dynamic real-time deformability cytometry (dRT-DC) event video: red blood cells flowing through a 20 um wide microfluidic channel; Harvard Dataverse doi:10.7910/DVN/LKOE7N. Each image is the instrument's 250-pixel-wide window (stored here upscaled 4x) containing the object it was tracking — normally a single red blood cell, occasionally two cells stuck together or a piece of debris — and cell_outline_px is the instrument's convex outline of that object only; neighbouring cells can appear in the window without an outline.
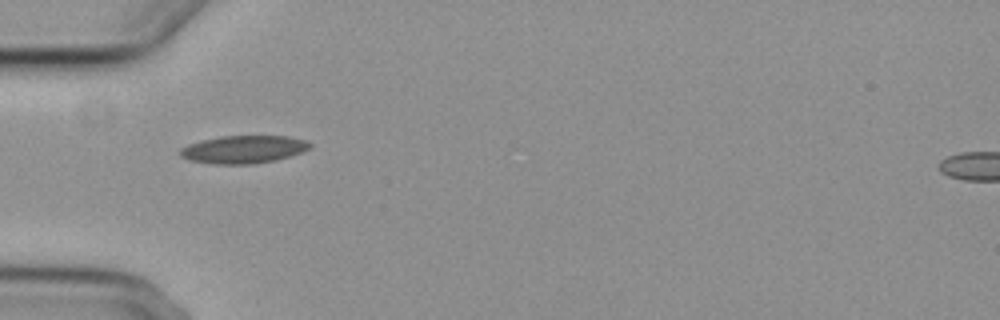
{"species": "common noctule bat (a hibernating species)", "species_latin": "Nyctalus noctula", "temperature_condition": "cold", "stored_images_in_passage": 2, "camera_frame_rate_fps": 3000, "um_per_image_px": 0.085, "animal": {"sex": "female", "body_mass_g": 29.2, "forearm_length_mm": 56.3}, "frame": {"image": 1, "passage_image": 1, "time_ms": 0.0, "image_size_px": [1000, 320], "cell_outline_px": [[312, 148], [276, 160], [252, 164], [212, 164], [188, 160], [180, 156], [180, 148], [188, 144], [200, 140], [220, 136], [288, 136], [308, 140], [312, 144]], "centroid_in_image_um": [20.69, 12.69], "position_along_channel_um": 64.3, "area_um2": 21.21}}